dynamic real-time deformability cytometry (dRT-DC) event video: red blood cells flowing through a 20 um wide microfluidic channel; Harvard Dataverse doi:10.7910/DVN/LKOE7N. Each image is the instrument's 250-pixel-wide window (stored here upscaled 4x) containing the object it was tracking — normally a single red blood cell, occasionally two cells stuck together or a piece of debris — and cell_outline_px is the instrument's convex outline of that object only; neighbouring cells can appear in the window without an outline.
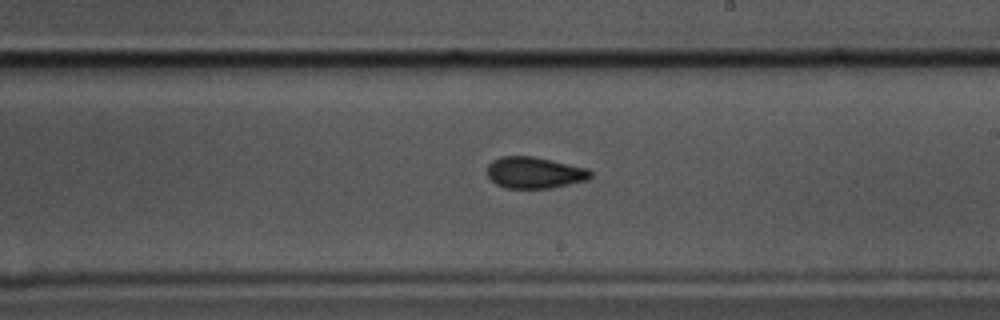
{"species": "common noctule bat (a hibernating species)", "species_latin": "Nyctalus noctula", "temperature_condition": "cold", "stored_images_in_passage": 61, "camera_frame_rate_fps": 3000, "um_per_image_px": 0.085, "animal": {"sex": "male", "body_mass_g": 17.5, "forearm_length_mm": 52.3}, "frame": {"image": 1, "passage_image": 35, "time_ms": 11.333, "image_size_px": [1000, 320], "cell_outline_px": [[592, 176], [588, 180], [552, 188], [504, 188], [496, 184], [488, 176], [488, 164], [492, 160], [500, 156], [532, 156], [552, 160], [588, 168], [592, 172]], "centroid_in_image_um": [45.45, 14.67], "position_along_channel_um": 243.6, "area_um2": 19.07}, "authors_computed_cell_mechanics": {"area_um2": 19.3052, "velocity_mm_per_s": 3.3294, "shape_relaxation_time_tau1_ms": null, "shape_relaxation_time_tau2_ms": 4.0835, "deformation_change_tau1": null, "deformation_change_tau2": 0.0781}}